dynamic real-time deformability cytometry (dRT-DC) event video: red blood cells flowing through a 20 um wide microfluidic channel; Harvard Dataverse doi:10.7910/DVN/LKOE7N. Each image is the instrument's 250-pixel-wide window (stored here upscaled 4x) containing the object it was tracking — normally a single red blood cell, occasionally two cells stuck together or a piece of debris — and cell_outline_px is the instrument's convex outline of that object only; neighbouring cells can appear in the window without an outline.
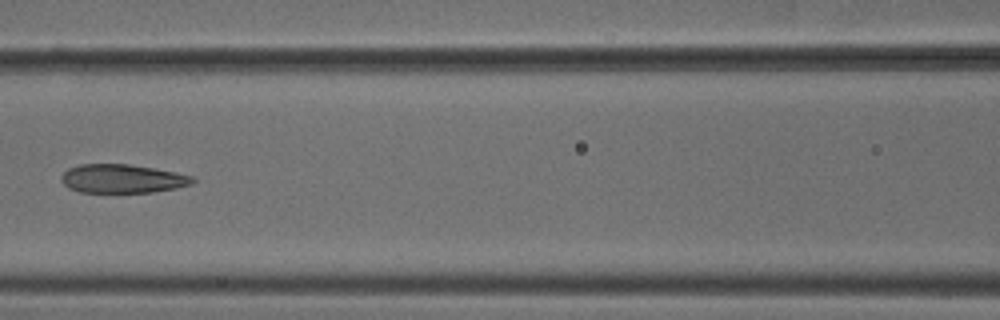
{"species": "common noctule bat (a hibernating species)", "species_latin": "Nyctalus noctula", "temperature_condition": "cold", "stored_images_in_passage": 7, "camera_frame_rate_fps": 3000, "um_per_image_px": 0.085, "animal": {"sex": "male", "body_mass_g": 18.8}, "frame": {"image": 1, "passage_image": 6, "time_ms": 1.667, "image_size_px": [1000, 320], "cell_outline_px": [[196, 180], [192, 184], [176, 188], [152, 192], [80, 192], [68, 188], [60, 180], [60, 176], [68, 168], [80, 164], [128, 164], [152, 168], [192, 176]], "centroid_in_image_um": [10.36, 15.19], "position_along_channel_um": 156.2, "area_um2": 21.85}}
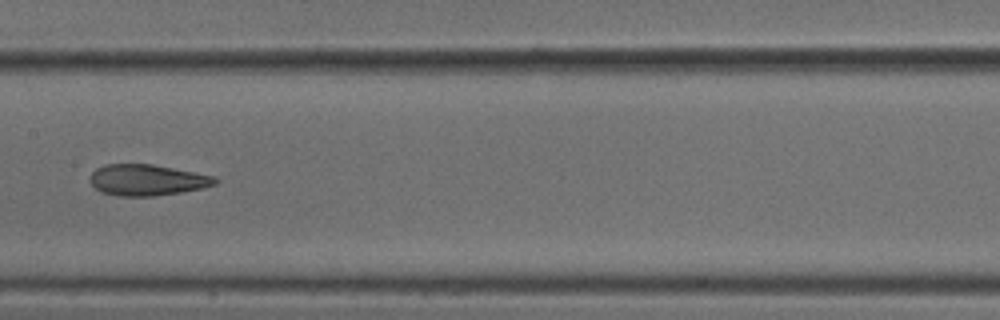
{"frame": {"image": 2, "passage_image": 7, "time_ms": 2.0, "image_size_px": [1000, 320], "cell_outline_px": [[220, 180], [216, 184], [204, 188], [180, 192], [152, 196], [120, 196], [100, 192], [92, 184], [92, 172], [96, 168], [104, 164], [152, 164], [216, 176]], "centroid_in_image_um": [12.55, 15.3], "position_along_channel_um": 194.9, "area_um2": 22.66}}